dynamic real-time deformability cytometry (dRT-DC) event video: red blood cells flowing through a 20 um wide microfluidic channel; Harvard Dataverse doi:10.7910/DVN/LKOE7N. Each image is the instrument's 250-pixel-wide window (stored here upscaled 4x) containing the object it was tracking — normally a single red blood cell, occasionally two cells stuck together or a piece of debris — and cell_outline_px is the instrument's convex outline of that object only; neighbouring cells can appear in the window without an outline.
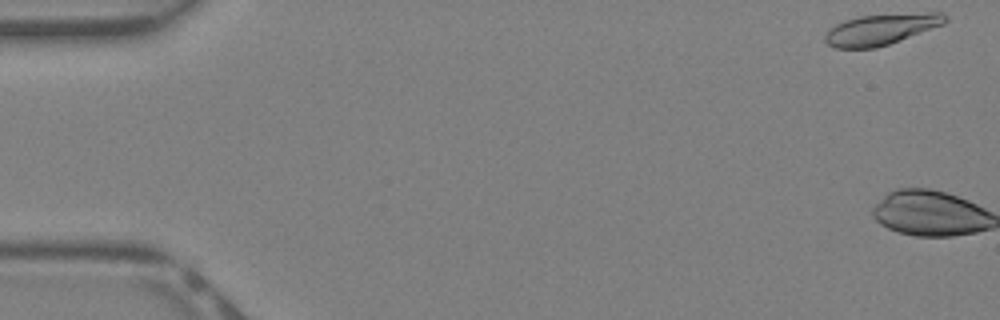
{"species": "Egyptian fruit bat (a non-hibernating species)", "species_latin": "Rousettus aegyptiacus", "temperature_condition": "warm", "stored_images_in_passage": 2, "camera_frame_rate_fps": 3000, "um_per_image_px": 0.085, "animal": {"sex": "female"}, "frame": {"image": 1, "passage_image": 1, "time_ms": 0.0, "image_size_px": [1000, 320], "cell_outline_px": [[948, 20], [944, 24], [900, 40], [876, 48], [836, 48], [828, 44], [824, 40], [824, 36], [828, 28], [844, 20], [860, 16], [928, 12], [944, 12], [948, 16]], "centroid_in_image_um": [74.9, 2.48], "position_along_channel_um": 10.1, "area_um2": 21.73}}